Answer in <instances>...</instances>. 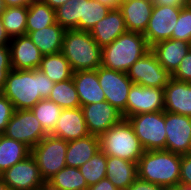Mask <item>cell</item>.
Here are the masks:
<instances>
[{"label": "cell", "mask_w": 191, "mask_h": 190, "mask_svg": "<svg viewBox=\"0 0 191 190\" xmlns=\"http://www.w3.org/2000/svg\"><path fill=\"white\" fill-rule=\"evenodd\" d=\"M110 10V8L96 0H84L83 17H81L79 21V30L90 31Z\"/></svg>", "instance_id": "obj_35"}, {"label": "cell", "mask_w": 191, "mask_h": 190, "mask_svg": "<svg viewBox=\"0 0 191 190\" xmlns=\"http://www.w3.org/2000/svg\"><path fill=\"white\" fill-rule=\"evenodd\" d=\"M99 150L100 140L95 135L89 134L77 140L69 141L65 159L66 166L79 168Z\"/></svg>", "instance_id": "obj_24"}, {"label": "cell", "mask_w": 191, "mask_h": 190, "mask_svg": "<svg viewBox=\"0 0 191 190\" xmlns=\"http://www.w3.org/2000/svg\"><path fill=\"white\" fill-rule=\"evenodd\" d=\"M84 0H68L55 9L56 22L67 29L79 30V21L83 17Z\"/></svg>", "instance_id": "obj_31"}, {"label": "cell", "mask_w": 191, "mask_h": 190, "mask_svg": "<svg viewBox=\"0 0 191 190\" xmlns=\"http://www.w3.org/2000/svg\"><path fill=\"white\" fill-rule=\"evenodd\" d=\"M98 80L106 101L119 110L126 119V105L130 88L134 84L127 73L110 70L103 66L97 68Z\"/></svg>", "instance_id": "obj_9"}, {"label": "cell", "mask_w": 191, "mask_h": 190, "mask_svg": "<svg viewBox=\"0 0 191 190\" xmlns=\"http://www.w3.org/2000/svg\"><path fill=\"white\" fill-rule=\"evenodd\" d=\"M182 6L154 5L152 13L143 34L148 45L171 39Z\"/></svg>", "instance_id": "obj_11"}, {"label": "cell", "mask_w": 191, "mask_h": 190, "mask_svg": "<svg viewBox=\"0 0 191 190\" xmlns=\"http://www.w3.org/2000/svg\"><path fill=\"white\" fill-rule=\"evenodd\" d=\"M154 5L185 6L190 3L188 0H152Z\"/></svg>", "instance_id": "obj_43"}, {"label": "cell", "mask_w": 191, "mask_h": 190, "mask_svg": "<svg viewBox=\"0 0 191 190\" xmlns=\"http://www.w3.org/2000/svg\"><path fill=\"white\" fill-rule=\"evenodd\" d=\"M14 112L15 108L12 102L0 92V134L5 132Z\"/></svg>", "instance_id": "obj_37"}, {"label": "cell", "mask_w": 191, "mask_h": 190, "mask_svg": "<svg viewBox=\"0 0 191 190\" xmlns=\"http://www.w3.org/2000/svg\"><path fill=\"white\" fill-rule=\"evenodd\" d=\"M0 190H10L0 177Z\"/></svg>", "instance_id": "obj_52"}, {"label": "cell", "mask_w": 191, "mask_h": 190, "mask_svg": "<svg viewBox=\"0 0 191 190\" xmlns=\"http://www.w3.org/2000/svg\"><path fill=\"white\" fill-rule=\"evenodd\" d=\"M65 29L57 22L27 35L43 55L61 52Z\"/></svg>", "instance_id": "obj_25"}, {"label": "cell", "mask_w": 191, "mask_h": 190, "mask_svg": "<svg viewBox=\"0 0 191 190\" xmlns=\"http://www.w3.org/2000/svg\"><path fill=\"white\" fill-rule=\"evenodd\" d=\"M127 119L144 151L165 150V111L136 114Z\"/></svg>", "instance_id": "obj_6"}, {"label": "cell", "mask_w": 191, "mask_h": 190, "mask_svg": "<svg viewBox=\"0 0 191 190\" xmlns=\"http://www.w3.org/2000/svg\"><path fill=\"white\" fill-rule=\"evenodd\" d=\"M54 85L40 69H12L1 93L12 102L15 110H26L41 99H48Z\"/></svg>", "instance_id": "obj_1"}, {"label": "cell", "mask_w": 191, "mask_h": 190, "mask_svg": "<svg viewBox=\"0 0 191 190\" xmlns=\"http://www.w3.org/2000/svg\"><path fill=\"white\" fill-rule=\"evenodd\" d=\"M154 3L152 0H122L119 10L128 32L144 34Z\"/></svg>", "instance_id": "obj_19"}, {"label": "cell", "mask_w": 191, "mask_h": 190, "mask_svg": "<svg viewBox=\"0 0 191 190\" xmlns=\"http://www.w3.org/2000/svg\"><path fill=\"white\" fill-rule=\"evenodd\" d=\"M100 150L107 156H115L137 163L144 149L128 119L123 118L100 137Z\"/></svg>", "instance_id": "obj_5"}, {"label": "cell", "mask_w": 191, "mask_h": 190, "mask_svg": "<svg viewBox=\"0 0 191 190\" xmlns=\"http://www.w3.org/2000/svg\"><path fill=\"white\" fill-rule=\"evenodd\" d=\"M61 53L68 60L74 72L96 70L101 66L102 48L89 31L65 30Z\"/></svg>", "instance_id": "obj_4"}, {"label": "cell", "mask_w": 191, "mask_h": 190, "mask_svg": "<svg viewBox=\"0 0 191 190\" xmlns=\"http://www.w3.org/2000/svg\"><path fill=\"white\" fill-rule=\"evenodd\" d=\"M164 189H165L164 187H161L157 184L148 181L141 180L137 177L127 190H164Z\"/></svg>", "instance_id": "obj_40"}, {"label": "cell", "mask_w": 191, "mask_h": 190, "mask_svg": "<svg viewBox=\"0 0 191 190\" xmlns=\"http://www.w3.org/2000/svg\"><path fill=\"white\" fill-rule=\"evenodd\" d=\"M11 38L7 31L5 30L1 17H0V45H9Z\"/></svg>", "instance_id": "obj_45"}, {"label": "cell", "mask_w": 191, "mask_h": 190, "mask_svg": "<svg viewBox=\"0 0 191 190\" xmlns=\"http://www.w3.org/2000/svg\"><path fill=\"white\" fill-rule=\"evenodd\" d=\"M11 70V66H0V92L4 89L8 73Z\"/></svg>", "instance_id": "obj_44"}, {"label": "cell", "mask_w": 191, "mask_h": 190, "mask_svg": "<svg viewBox=\"0 0 191 190\" xmlns=\"http://www.w3.org/2000/svg\"><path fill=\"white\" fill-rule=\"evenodd\" d=\"M81 109L89 133L98 137L123 119L122 113L107 101L84 105Z\"/></svg>", "instance_id": "obj_15"}, {"label": "cell", "mask_w": 191, "mask_h": 190, "mask_svg": "<svg viewBox=\"0 0 191 190\" xmlns=\"http://www.w3.org/2000/svg\"><path fill=\"white\" fill-rule=\"evenodd\" d=\"M176 190H191V187L190 186H186V185H182V184H178L176 187H175Z\"/></svg>", "instance_id": "obj_50"}, {"label": "cell", "mask_w": 191, "mask_h": 190, "mask_svg": "<svg viewBox=\"0 0 191 190\" xmlns=\"http://www.w3.org/2000/svg\"><path fill=\"white\" fill-rule=\"evenodd\" d=\"M190 50L191 43L179 39L162 40L151 46V51L156 55L158 62L171 75Z\"/></svg>", "instance_id": "obj_20"}, {"label": "cell", "mask_w": 191, "mask_h": 190, "mask_svg": "<svg viewBox=\"0 0 191 190\" xmlns=\"http://www.w3.org/2000/svg\"><path fill=\"white\" fill-rule=\"evenodd\" d=\"M106 165L107 155L99 150L90 160L79 167L88 187L97 184L101 179L106 178Z\"/></svg>", "instance_id": "obj_34"}, {"label": "cell", "mask_w": 191, "mask_h": 190, "mask_svg": "<svg viewBox=\"0 0 191 190\" xmlns=\"http://www.w3.org/2000/svg\"><path fill=\"white\" fill-rule=\"evenodd\" d=\"M179 183L191 187V154L181 155Z\"/></svg>", "instance_id": "obj_39"}, {"label": "cell", "mask_w": 191, "mask_h": 190, "mask_svg": "<svg viewBox=\"0 0 191 190\" xmlns=\"http://www.w3.org/2000/svg\"><path fill=\"white\" fill-rule=\"evenodd\" d=\"M181 155L166 150L144 151L137 162L138 178L161 187L179 184Z\"/></svg>", "instance_id": "obj_2"}, {"label": "cell", "mask_w": 191, "mask_h": 190, "mask_svg": "<svg viewBox=\"0 0 191 190\" xmlns=\"http://www.w3.org/2000/svg\"><path fill=\"white\" fill-rule=\"evenodd\" d=\"M31 154L24 143L0 134V175Z\"/></svg>", "instance_id": "obj_26"}, {"label": "cell", "mask_w": 191, "mask_h": 190, "mask_svg": "<svg viewBox=\"0 0 191 190\" xmlns=\"http://www.w3.org/2000/svg\"><path fill=\"white\" fill-rule=\"evenodd\" d=\"M171 77L178 81L191 83V50L182 59L177 70Z\"/></svg>", "instance_id": "obj_38"}, {"label": "cell", "mask_w": 191, "mask_h": 190, "mask_svg": "<svg viewBox=\"0 0 191 190\" xmlns=\"http://www.w3.org/2000/svg\"><path fill=\"white\" fill-rule=\"evenodd\" d=\"M138 177L137 163L107 156L106 178L119 190H127Z\"/></svg>", "instance_id": "obj_23"}, {"label": "cell", "mask_w": 191, "mask_h": 190, "mask_svg": "<svg viewBox=\"0 0 191 190\" xmlns=\"http://www.w3.org/2000/svg\"><path fill=\"white\" fill-rule=\"evenodd\" d=\"M166 151L191 154V117L165 111Z\"/></svg>", "instance_id": "obj_12"}, {"label": "cell", "mask_w": 191, "mask_h": 190, "mask_svg": "<svg viewBox=\"0 0 191 190\" xmlns=\"http://www.w3.org/2000/svg\"><path fill=\"white\" fill-rule=\"evenodd\" d=\"M44 3L49 5L53 9H57L59 6H62L68 0H42Z\"/></svg>", "instance_id": "obj_48"}, {"label": "cell", "mask_w": 191, "mask_h": 190, "mask_svg": "<svg viewBox=\"0 0 191 190\" xmlns=\"http://www.w3.org/2000/svg\"><path fill=\"white\" fill-rule=\"evenodd\" d=\"M56 23L55 9L42 0H33L28 5L26 35L31 31L43 29Z\"/></svg>", "instance_id": "obj_27"}, {"label": "cell", "mask_w": 191, "mask_h": 190, "mask_svg": "<svg viewBox=\"0 0 191 190\" xmlns=\"http://www.w3.org/2000/svg\"><path fill=\"white\" fill-rule=\"evenodd\" d=\"M9 49L12 69L33 70L40 67L43 54L28 35L12 38Z\"/></svg>", "instance_id": "obj_16"}, {"label": "cell", "mask_w": 191, "mask_h": 190, "mask_svg": "<svg viewBox=\"0 0 191 190\" xmlns=\"http://www.w3.org/2000/svg\"><path fill=\"white\" fill-rule=\"evenodd\" d=\"M150 50L143 34L127 31L102 48L101 66L127 73Z\"/></svg>", "instance_id": "obj_3"}, {"label": "cell", "mask_w": 191, "mask_h": 190, "mask_svg": "<svg viewBox=\"0 0 191 190\" xmlns=\"http://www.w3.org/2000/svg\"><path fill=\"white\" fill-rule=\"evenodd\" d=\"M72 78L81 106L106 101L99 84L97 69L74 72Z\"/></svg>", "instance_id": "obj_22"}, {"label": "cell", "mask_w": 191, "mask_h": 190, "mask_svg": "<svg viewBox=\"0 0 191 190\" xmlns=\"http://www.w3.org/2000/svg\"><path fill=\"white\" fill-rule=\"evenodd\" d=\"M0 66H11L9 45H0Z\"/></svg>", "instance_id": "obj_42"}, {"label": "cell", "mask_w": 191, "mask_h": 190, "mask_svg": "<svg viewBox=\"0 0 191 190\" xmlns=\"http://www.w3.org/2000/svg\"><path fill=\"white\" fill-rule=\"evenodd\" d=\"M87 190H119L116 188L109 179H101L97 184L91 185Z\"/></svg>", "instance_id": "obj_41"}, {"label": "cell", "mask_w": 191, "mask_h": 190, "mask_svg": "<svg viewBox=\"0 0 191 190\" xmlns=\"http://www.w3.org/2000/svg\"><path fill=\"white\" fill-rule=\"evenodd\" d=\"M127 75L134 84L155 88H164L172 78L151 50L130 67Z\"/></svg>", "instance_id": "obj_10"}, {"label": "cell", "mask_w": 191, "mask_h": 190, "mask_svg": "<svg viewBox=\"0 0 191 190\" xmlns=\"http://www.w3.org/2000/svg\"><path fill=\"white\" fill-rule=\"evenodd\" d=\"M0 177L10 190H35L44 182L31 154L8 168Z\"/></svg>", "instance_id": "obj_13"}, {"label": "cell", "mask_w": 191, "mask_h": 190, "mask_svg": "<svg viewBox=\"0 0 191 190\" xmlns=\"http://www.w3.org/2000/svg\"><path fill=\"white\" fill-rule=\"evenodd\" d=\"M111 10L119 9L122 0H96Z\"/></svg>", "instance_id": "obj_47"}, {"label": "cell", "mask_w": 191, "mask_h": 190, "mask_svg": "<svg viewBox=\"0 0 191 190\" xmlns=\"http://www.w3.org/2000/svg\"><path fill=\"white\" fill-rule=\"evenodd\" d=\"M6 10V4L4 0H0V17L3 14V12Z\"/></svg>", "instance_id": "obj_51"}, {"label": "cell", "mask_w": 191, "mask_h": 190, "mask_svg": "<svg viewBox=\"0 0 191 190\" xmlns=\"http://www.w3.org/2000/svg\"><path fill=\"white\" fill-rule=\"evenodd\" d=\"M7 138L24 143L30 149L36 146L48 133L31 109L15 110L3 133Z\"/></svg>", "instance_id": "obj_8"}, {"label": "cell", "mask_w": 191, "mask_h": 190, "mask_svg": "<svg viewBox=\"0 0 191 190\" xmlns=\"http://www.w3.org/2000/svg\"><path fill=\"white\" fill-rule=\"evenodd\" d=\"M40 69L54 83L73 77L74 71L61 52L43 55Z\"/></svg>", "instance_id": "obj_28"}, {"label": "cell", "mask_w": 191, "mask_h": 190, "mask_svg": "<svg viewBox=\"0 0 191 190\" xmlns=\"http://www.w3.org/2000/svg\"><path fill=\"white\" fill-rule=\"evenodd\" d=\"M164 111L191 117V83L171 78L164 87Z\"/></svg>", "instance_id": "obj_18"}, {"label": "cell", "mask_w": 191, "mask_h": 190, "mask_svg": "<svg viewBox=\"0 0 191 190\" xmlns=\"http://www.w3.org/2000/svg\"><path fill=\"white\" fill-rule=\"evenodd\" d=\"M89 134L81 107L63 109L54 130L50 133L67 142Z\"/></svg>", "instance_id": "obj_17"}, {"label": "cell", "mask_w": 191, "mask_h": 190, "mask_svg": "<svg viewBox=\"0 0 191 190\" xmlns=\"http://www.w3.org/2000/svg\"><path fill=\"white\" fill-rule=\"evenodd\" d=\"M164 190H176L175 188H167V189H164Z\"/></svg>", "instance_id": "obj_53"}, {"label": "cell", "mask_w": 191, "mask_h": 190, "mask_svg": "<svg viewBox=\"0 0 191 190\" xmlns=\"http://www.w3.org/2000/svg\"><path fill=\"white\" fill-rule=\"evenodd\" d=\"M62 108L49 99H41L31 111L40 121L42 128L50 134L58 121Z\"/></svg>", "instance_id": "obj_33"}, {"label": "cell", "mask_w": 191, "mask_h": 190, "mask_svg": "<svg viewBox=\"0 0 191 190\" xmlns=\"http://www.w3.org/2000/svg\"><path fill=\"white\" fill-rule=\"evenodd\" d=\"M171 39L191 43V3L182 6Z\"/></svg>", "instance_id": "obj_36"}, {"label": "cell", "mask_w": 191, "mask_h": 190, "mask_svg": "<svg viewBox=\"0 0 191 190\" xmlns=\"http://www.w3.org/2000/svg\"><path fill=\"white\" fill-rule=\"evenodd\" d=\"M6 7L28 6L33 0H4Z\"/></svg>", "instance_id": "obj_46"}, {"label": "cell", "mask_w": 191, "mask_h": 190, "mask_svg": "<svg viewBox=\"0 0 191 190\" xmlns=\"http://www.w3.org/2000/svg\"><path fill=\"white\" fill-rule=\"evenodd\" d=\"M35 190H61L59 188L54 187L48 181H44L40 186H38Z\"/></svg>", "instance_id": "obj_49"}, {"label": "cell", "mask_w": 191, "mask_h": 190, "mask_svg": "<svg viewBox=\"0 0 191 190\" xmlns=\"http://www.w3.org/2000/svg\"><path fill=\"white\" fill-rule=\"evenodd\" d=\"M126 32L127 28L124 17L119 9L110 10L89 31L90 35L101 48L111 44L116 38Z\"/></svg>", "instance_id": "obj_21"}, {"label": "cell", "mask_w": 191, "mask_h": 190, "mask_svg": "<svg viewBox=\"0 0 191 190\" xmlns=\"http://www.w3.org/2000/svg\"><path fill=\"white\" fill-rule=\"evenodd\" d=\"M68 142L48 134L31 149L44 181H48L61 169L66 167Z\"/></svg>", "instance_id": "obj_7"}, {"label": "cell", "mask_w": 191, "mask_h": 190, "mask_svg": "<svg viewBox=\"0 0 191 190\" xmlns=\"http://www.w3.org/2000/svg\"><path fill=\"white\" fill-rule=\"evenodd\" d=\"M27 14L28 6L6 7L1 20L11 39L26 35Z\"/></svg>", "instance_id": "obj_29"}, {"label": "cell", "mask_w": 191, "mask_h": 190, "mask_svg": "<svg viewBox=\"0 0 191 190\" xmlns=\"http://www.w3.org/2000/svg\"><path fill=\"white\" fill-rule=\"evenodd\" d=\"M48 182L61 190H87L88 185L79 168L68 167L61 169Z\"/></svg>", "instance_id": "obj_32"}, {"label": "cell", "mask_w": 191, "mask_h": 190, "mask_svg": "<svg viewBox=\"0 0 191 190\" xmlns=\"http://www.w3.org/2000/svg\"><path fill=\"white\" fill-rule=\"evenodd\" d=\"M157 111H164V88L133 84L128 94L126 119L132 115Z\"/></svg>", "instance_id": "obj_14"}, {"label": "cell", "mask_w": 191, "mask_h": 190, "mask_svg": "<svg viewBox=\"0 0 191 190\" xmlns=\"http://www.w3.org/2000/svg\"><path fill=\"white\" fill-rule=\"evenodd\" d=\"M48 99L62 109L81 107L73 78L55 83Z\"/></svg>", "instance_id": "obj_30"}]
</instances>
